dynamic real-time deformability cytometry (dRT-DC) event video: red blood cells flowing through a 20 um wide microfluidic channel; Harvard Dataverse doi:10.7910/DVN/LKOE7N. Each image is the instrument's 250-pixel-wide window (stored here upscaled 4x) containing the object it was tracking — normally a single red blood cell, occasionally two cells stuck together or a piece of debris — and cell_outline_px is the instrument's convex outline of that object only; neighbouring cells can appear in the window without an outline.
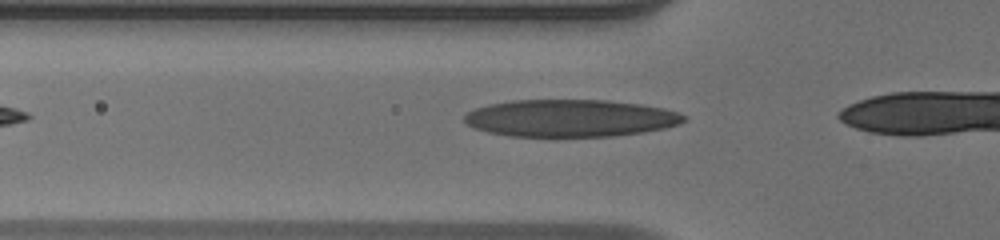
{"species": "human", "species_latin": "Homo sapiens", "temperature_condition": "warm", "stored_images_in_passage": 10, "camera_frame_rate_fps": 3000, "um_per_image_px": 0.085, "donor": {"sex": "male"}, "frame": {"image": 1, "passage_image": 5, "time_ms": 1.333, "image_size_px": [1000, 240], "cell_outline_px": [[688, 120], [680, 124], [664, 128], [640, 132], [612, 136], [508, 136], [488, 132], [476, 128], [468, 124], [464, 120], [464, 116], [468, 112], [476, 108], [488, 104], [512, 100], [608, 100], [640, 104], [664, 108], [688, 116]], "centroid_in_image_um": [48.5, 10.03], "position_along_channel_um": 77.3, "area_um2": 47.63}}